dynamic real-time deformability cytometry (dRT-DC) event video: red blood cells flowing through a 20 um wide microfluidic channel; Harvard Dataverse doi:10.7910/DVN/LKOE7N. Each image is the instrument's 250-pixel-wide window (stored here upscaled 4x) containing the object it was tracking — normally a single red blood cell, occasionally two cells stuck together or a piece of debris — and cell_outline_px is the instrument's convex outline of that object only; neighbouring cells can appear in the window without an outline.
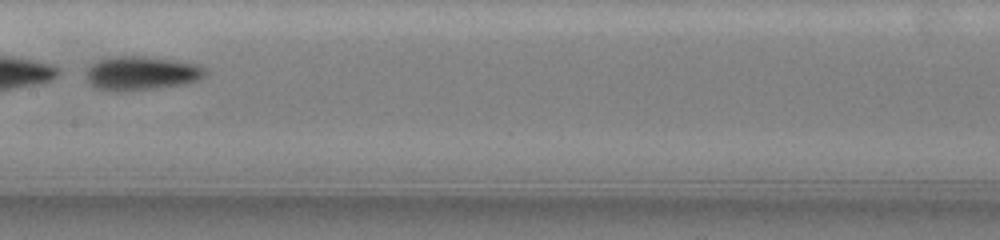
{"species": "common noctule bat (a hibernating species)", "species_latin": "Nyctalus noctula", "temperature_condition": "warm", "stored_images_in_passage": 22, "camera_frame_rate_fps": 3000, "um_per_image_px": 0.085, "animal": {"sex": "female", "body_mass_g": 19.5, "forearm_length_mm": 54.1}, "frame": {"image": 1, "passage_image": 7, "time_ms": 3.667, "image_size_px": [1000, 240], "cell_outline_px": [[208, 72], [204, 76], [196, 80], [184, 84], [156, 88], [124, 92], [116, 92], [96, 88], [88, 80], [88, 68], [96, 60], [116, 56], [144, 56], [196, 64], [208, 68]], "centroid_in_image_um": [12.03, 6.23], "position_along_channel_um": 195.4, "area_um2": 23.47}, "authors_computed_cell_mechanics": {"area_um2": 22.7154, "velocity_mm_per_s": 3.6574, "shape_relaxation_time_tau1_ms": 0.8263, "shape_relaxation_time_tau2_ms": 0.8066, "deformation_change_tau1": 0.3084, "deformation_change_tau2": 0.0619}}